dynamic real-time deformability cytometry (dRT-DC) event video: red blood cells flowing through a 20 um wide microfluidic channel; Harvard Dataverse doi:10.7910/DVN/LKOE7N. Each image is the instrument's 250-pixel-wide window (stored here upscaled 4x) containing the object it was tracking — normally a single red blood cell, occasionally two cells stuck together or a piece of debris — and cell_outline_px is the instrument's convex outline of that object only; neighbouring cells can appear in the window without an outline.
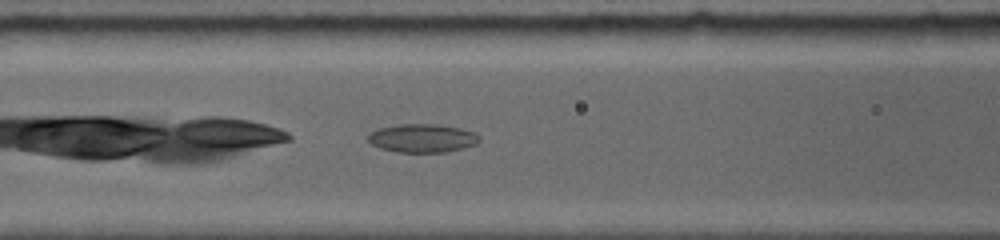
{"species": "common noctule bat (a hibernating species)", "species_latin": "Nyctalus noctula", "temperature_condition": "room temperature", "stored_images_in_passage": 15, "camera_frame_rate_fps": 5000, "um_per_image_px": 0.085, "animal": {"sex": "female", "body_mass_g": 19.0, "forearm_length_mm": 56.7}, "frame": {"image": 1, "passage_image": 5, "time_ms": 2.0, "image_size_px": [1000, 240], "cell_outline_px": [[480, 140], [472, 144], [448, 152], [400, 152], [380, 148], [372, 144], [368, 140], [368, 136], [372, 132], [380, 128], [400, 124], [432, 124], [456, 128], [472, 132]], "centroid_in_image_um": [35.83, 11.75], "position_along_channel_um": 130.8, "area_um2": 17.8}}
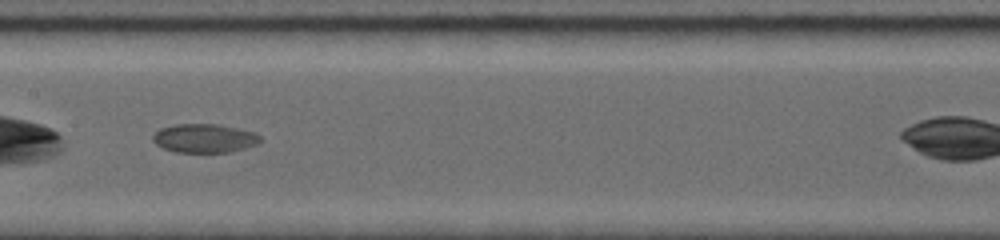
{"frame": {"image": 2, "passage_image": 9, "time_ms": 3.6, "image_size_px": [1000, 240], "cell_outline_px": [[260, 140], [256, 144], [244, 148], [228, 152], [176, 152], [164, 148], [156, 144], [152, 140], [152, 136], [160, 128], [176, 124], [216, 124], [252, 132], [260, 136]], "centroid_in_image_um": [17.32, 11.75], "position_along_channel_um": 190.1, "area_um2": 17.69}}
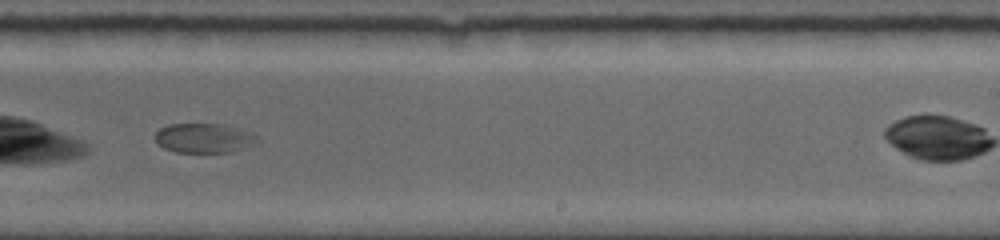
{"frame": {"image": 3, "passage_image": 13, "time_ms": 5.8, "image_size_px": [1000, 240], "cell_outline_px": [[260, 140], [256, 144], [232, 152], [176, 152], [164, 148], [156, 140], [156, 132], [160, 128], [168, 124], [220, 124], [252, 132], [260, 136]], "centroid_in_image_um": [17.4, 11.74], "position_along_channel_um": 271.6, "area_um2": 17.63}}